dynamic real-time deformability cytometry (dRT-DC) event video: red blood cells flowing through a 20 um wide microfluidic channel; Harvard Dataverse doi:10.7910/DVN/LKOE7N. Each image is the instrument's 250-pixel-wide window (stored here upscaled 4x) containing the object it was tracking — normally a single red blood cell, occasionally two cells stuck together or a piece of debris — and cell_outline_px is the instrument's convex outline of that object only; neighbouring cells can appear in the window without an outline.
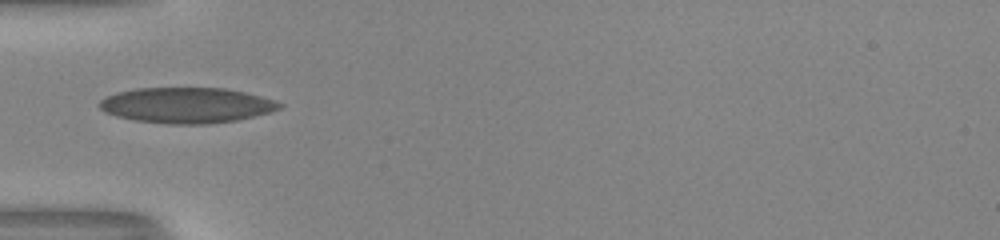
{"species": "human", "species_latin": "Homo sapiens", "temperature_condition": "room temperature", "stored_images_in_passage": 35, "camera_frame_rate_fps": 3000, "um_per_image_px": 0.085, "donor": {"sex": "male"}, "frame": {"image": 1, "passage_image": 1, "time_ms": 0.0, "image_size_px": [1000, 240], "cell_outline_px": [[284, 104], [280, 108], [268, 112], [240, 120], [208, 124], [168, 124], [136, 120], [116, 116], [104, 112], [96, 104], [104, 96], [116, 92], [136, 88], [224, 88], [244, 92], [260, 96]], "centroid_in_image_um": [15.8, 8.95], "position_along_channel_um": 69.2, "area_um2": 37.4}}
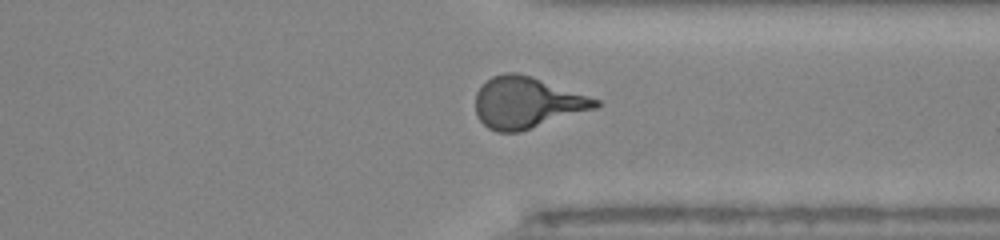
{"frame": {"image": 2, "passage_image": 23, "time_ms": 7.333, "image_size_px": [1000, 240], "cell_outline_px": [[600, 104], [596, 108], [520, 132], [496, 132], [488, 128], [476, 116], [476, 92], [492, 76], [504, 72], [516, 72], [600, 100]], "centroid_in_image_um": [44.75, 8.74], "position_along_channel_um": 366.7, "area_um2": 35.37}}
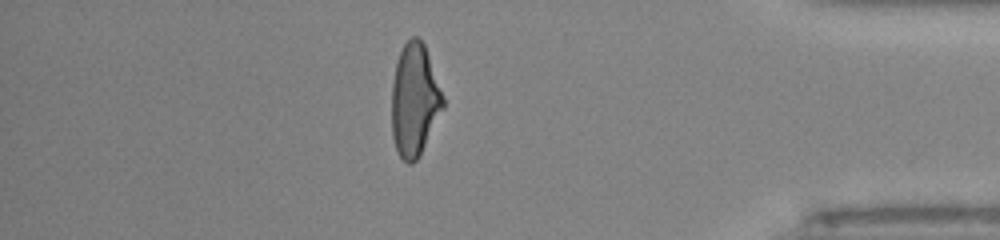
{"frame": {"image": 3, "passage_image": 28, "time_ms": 9.0, "image_size_px": [1000, 240], "cell_outline_px": [[444, 108], [420, 156], [412, 164], [408, 164], [396, 152], [392, 136], [392, 84], [396, 60], [404, 44], [412, 36], [416, 36], [424, 44], [444, 96]], "centroid_in_image_um": [35.23, 8.54], "position_along_channel_um": 400.0, "area_um2": 33.87}, "authors_computed_cell_mechanics": {"area_um2": 34.7956, "velocity_mm_per_s": 4.0692, "shape_relaxation_time_tau1_ms": 10.8472, "shape_relaxation_time_tau2_ms": 0.8082, "deformation_change_tau1": 0.3128, "deformation_change_tau2": 0.0799}}